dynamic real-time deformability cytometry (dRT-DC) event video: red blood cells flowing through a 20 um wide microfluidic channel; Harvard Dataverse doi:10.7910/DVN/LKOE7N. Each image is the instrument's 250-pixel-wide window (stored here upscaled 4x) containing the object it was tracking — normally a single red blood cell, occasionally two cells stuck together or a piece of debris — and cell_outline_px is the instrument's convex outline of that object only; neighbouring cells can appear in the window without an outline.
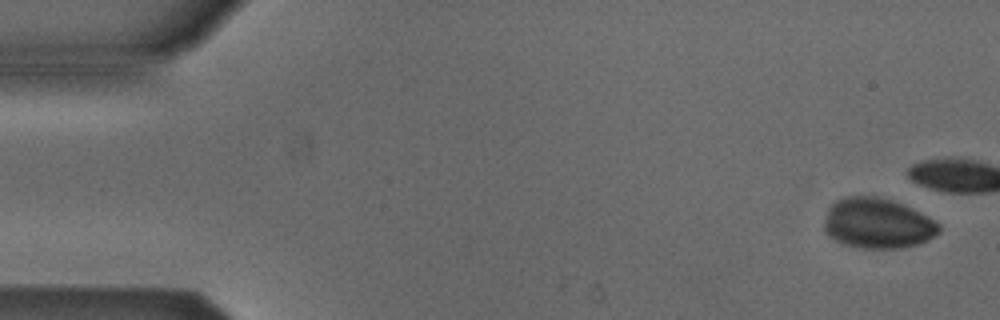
{"species": "Egyptian fruit bat (a non-hibernating species)", "species_latin": "Rousettus aegyptiacus", "temperature_condition": "cold", "stored_images_in_passage": 3, "camera_frame_rate_fps": 3000, "um_per_image_px": 0.085, "animal": {"sex": "male"}, "frame": {"image": 1, "passage_image": 1, "time_ms": 0.0, "image_size_px": [1000, 320], "cell_outline_px": [[940, 232], [928, 240], [916, 244], [900, 248], [864, 248], [844, 244], [828, 236], [824, 232], [824, 220], [828, 208], [836, 200], [848, 196], [876, 196], [900, 204], [940, 224]], "centroid_in_image_um": [74.53, 19.0], "position_along_channel_um": 10.5, "area_um2": 33.12}}